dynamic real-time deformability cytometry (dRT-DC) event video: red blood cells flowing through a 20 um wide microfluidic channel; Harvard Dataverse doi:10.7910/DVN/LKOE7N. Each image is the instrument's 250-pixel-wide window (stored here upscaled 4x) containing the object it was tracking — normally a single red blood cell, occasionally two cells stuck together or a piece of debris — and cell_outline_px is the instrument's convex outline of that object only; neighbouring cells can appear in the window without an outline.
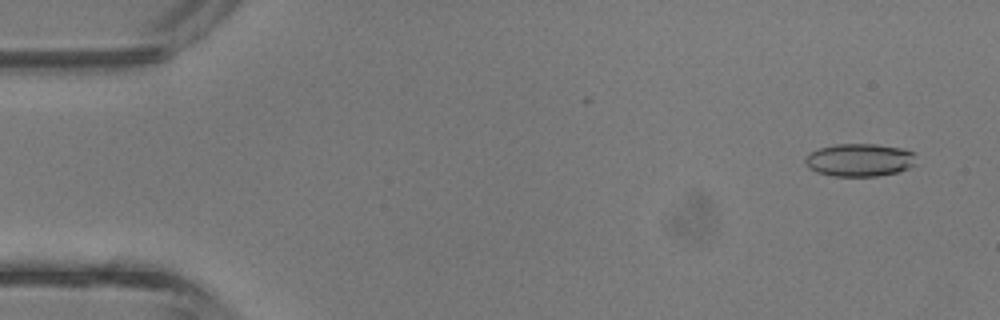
{"species": "common noctule bat (a hibernating species)", "species_latin": "Nyctalus noctula", "temperature_condition": "room temperature", "stored_images_in_passage": 4, "segment_of_instrument_passage": [2, 2], "camera_frame_rate_fps": 3000, "um_per_image_px": 0.085, "animal": {"sex": "male", "body_mass_g": 13.3}, "frame": {"image": 1, "passage_image": 4, "time_ms": 1.0, "image_size_px": [1000, 320], "cell_outline_px": [[916, 164], [908, 168], [896, 172], [876, 176], [832, 176], [816, 172], [808, 168], [804, 160], [808, 152], [820, 148], [836, 144], [876, 144], [900, 148], [912, 152]], "centroid_in_image_um": [73.01, 13.6], "position_along_channel_um": 12.0, "area_um2": 21.21}}